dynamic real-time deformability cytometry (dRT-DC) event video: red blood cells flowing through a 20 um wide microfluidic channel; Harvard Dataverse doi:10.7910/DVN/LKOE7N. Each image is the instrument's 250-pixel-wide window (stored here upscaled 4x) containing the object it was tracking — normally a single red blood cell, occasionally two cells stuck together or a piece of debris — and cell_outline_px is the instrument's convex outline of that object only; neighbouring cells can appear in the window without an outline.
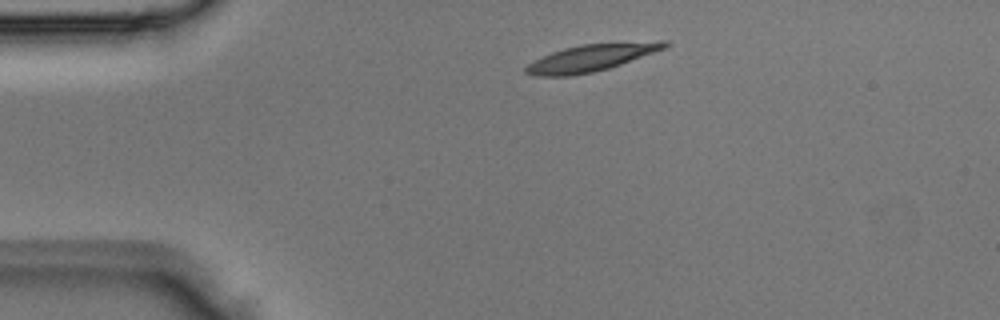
{"species": "Egyptian fruit bat (a non-hibernating species)", "species_latin": "Rousettus aegyptiacus", "temperature_condition": "room temperature", "stored_images_in_passage": 3, "camera_frame_rate_fps": 3000, "um_per_image_px": 0.085, "animal": {"sex": "male"}, "frame": {"image": 1, "passage_image": 1, "time_ms": 0.0, "image_size_px": [1000, 320], "cell_outline_px": [[672, 44], [668, 48], [608, 68], [592, 72], [568, 76], [532, 76], [524, 72], [524, 68], [528, 64], [552, 52], [564, 48], [580, 44], [660, 40], [668, 40]], "centroid_in_image_um": [50.34, 4.89], "position_along_channel_um": 34.7, "area_um2": 22.02}}
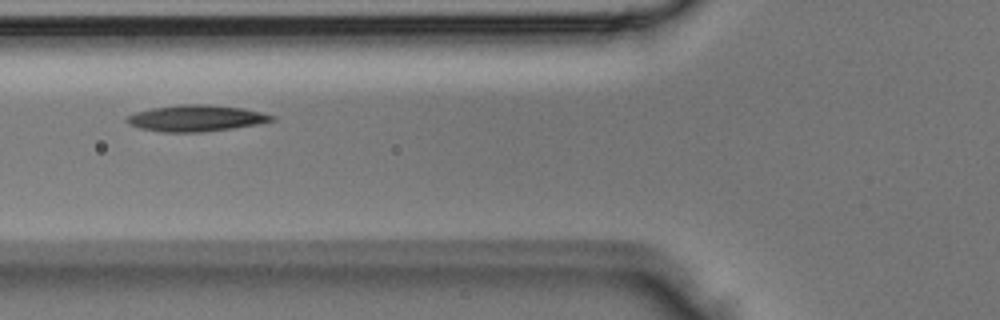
{"frame": {"image": 2, "passage_image": 3, "time_ms": 0.667, "image_size_px": [1000, 320], "cell_outline_px": [[276, 120], [256, 124], [232, 128], [200, 132], [160, 132], [140, 128], [128, 124], [124, 120], [128, 116], [136, 112], [152, 108], [180, 104], [208, 104], [244, 108], [276, 116]], "centroid_in_image_um": [16.66, 10.04], "position_along_channel_um": 109.1, "area_um2": 22.25}}